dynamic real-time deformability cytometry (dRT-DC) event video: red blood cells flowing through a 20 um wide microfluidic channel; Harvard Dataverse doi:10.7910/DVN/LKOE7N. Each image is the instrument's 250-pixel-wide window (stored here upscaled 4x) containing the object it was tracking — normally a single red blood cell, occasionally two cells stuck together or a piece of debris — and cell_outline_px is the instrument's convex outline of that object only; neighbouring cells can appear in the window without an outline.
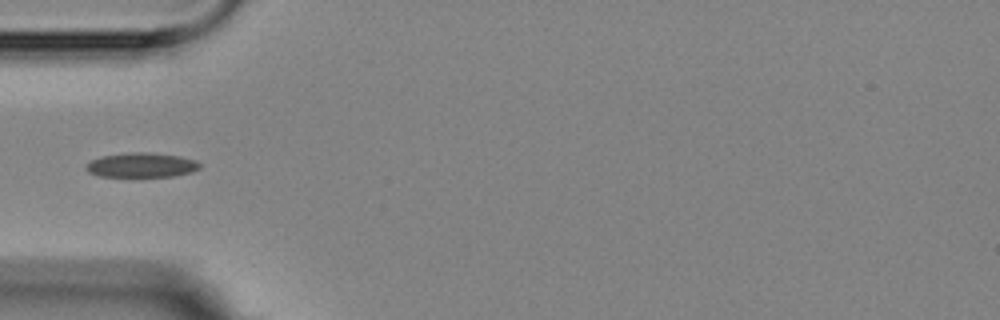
{"species": "Egyptian fruit bat (a non-hibernating species)", "species_latin": "Rousettus aegyptiacus", "temperature_condition": "room temperature", "stored_images_in_passage": 10, "camera_frame_rate_fps": 3000, "um_per_image_px": 0.085, "animal": {"sex": "female"}, "frame": {"image": 1, "passage_image": 5, "time_ms": 4.667, "image_size_px": [1000, 320], "cell_outline_px": [[200, 168], [192, 172], [172, 176], [100, 176], [88, 172], [84, 168], [92, 160], [100, 156], [128, 152], [148, 152], [180, 156], [196, 160], [200, 164]], "centroid_in_image_um": [12.03, 14.02], "position_along_channel_um": 73.0, "area_um2": 16.24}}
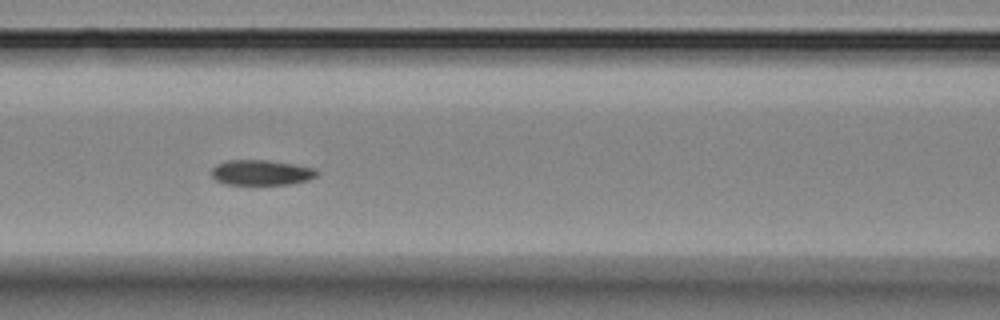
{"frame": {"image": 2, "passage_image": 7, "time_ms": 6.667, "image_size_px": [1000, 320], "cell_outline_px": [[320, 172], [316, 176], [308, 180], [292, 184], [224, 184], [216, 180], [212, 176], [212, 168], [216, 164], [228, 160], [268, 160], [316, 168]], "centroid_in_image_um": [22.23, 14.66], "position_along_channel_um": 144.4, "area_um2": 15.55}}
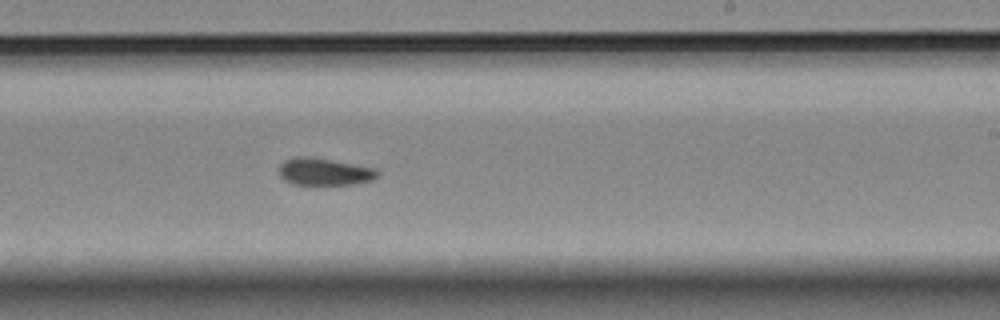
{"frame": {"image": 3, "passage_image": 10, "time_ms": 10.0, "image_size_px": [1000, 320], "cell_outline_px": [[380, 172], [372, 180], [352, 184], [292, 184], [284, 180], [280, 176], [280, 164], [284, 160], [296, 156], [304, 156], [376, 168]], "centroid_in_image_um": [27.55, 14.6], "position_along_channel_um": 261.5, "area_um2": 15.32}}